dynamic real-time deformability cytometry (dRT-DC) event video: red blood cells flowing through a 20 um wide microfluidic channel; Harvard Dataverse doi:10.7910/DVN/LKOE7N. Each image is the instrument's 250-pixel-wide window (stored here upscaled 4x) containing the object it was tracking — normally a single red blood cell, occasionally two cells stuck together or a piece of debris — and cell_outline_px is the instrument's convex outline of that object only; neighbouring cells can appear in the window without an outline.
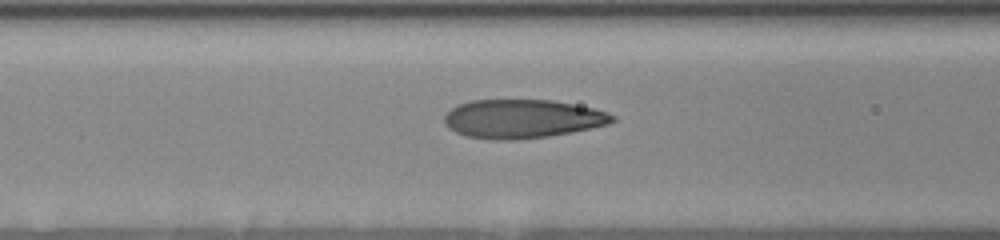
{"species": "human", "species_latin": "Homo sapiens", "temperature_condition": "room temperature", "stored_images_in_passage": 9, "camera_frame_rate_fps": 3000, "um_per_image_px": 0.085, "donor": {"sex": "female"}, "frame": {"image": 1, "passage_image": 6, "time_ms": 1.333, "image_size_px": [1000, 240], "cell_outline_px": [[616, 120], [608, 124], [572, 132], [548, 136], [512, 140], [492, 140], [464, 136], [448, 128], [444, 124], [444, 116], [452, 108], [460, 104], [472, 100], [552, 100], [592, 108], [616, 116]], "centroid_in_image_um": [44.36, 10.11], "position_along_channel_um": 122.2, "area_um2": 37.8}}